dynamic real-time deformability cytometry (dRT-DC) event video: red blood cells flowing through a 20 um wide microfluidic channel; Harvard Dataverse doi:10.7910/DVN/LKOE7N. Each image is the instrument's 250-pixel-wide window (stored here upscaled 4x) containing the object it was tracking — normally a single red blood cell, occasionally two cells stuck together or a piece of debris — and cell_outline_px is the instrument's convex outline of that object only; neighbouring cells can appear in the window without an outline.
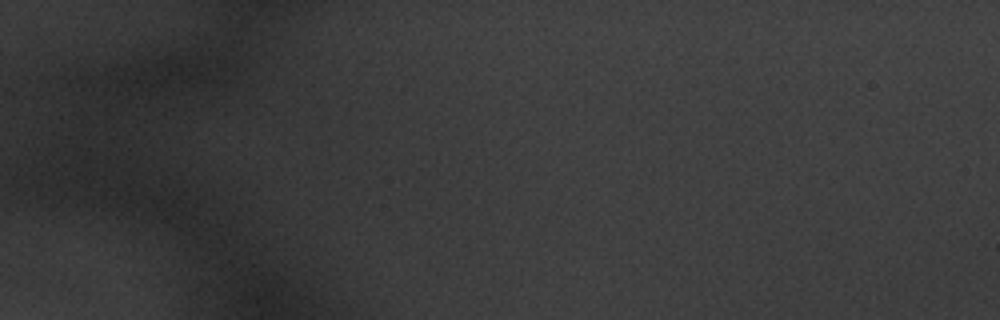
{"species": "common noctule bat (a hibernating species)", "species_latin": "Nyctalus noctula", "temperature_condition": "warm", "stored_images_in_passage": 23, "camera_frame_rate_fps": 3000, "um_per_image_px": 0.085, "animal": {"sex": "male", "body_mass_g": 20.1, "forearm_length_mm": 53.5}, "frame": {"image": 1, "passage_image": 1, "time_ms": 0.0, "image_size_px": [1000, 320], "cell_outline_px": [[192, 72], [188, 80], [112, 80], [96, 76], [88, 72], [84, 68], [104, 64], [164, 56], [184, 56], [192, 64]], "centroid_in_image_um": [12.39, 5.9], "position_along_channel_um": 72.6, "area_um2": 14.33}}
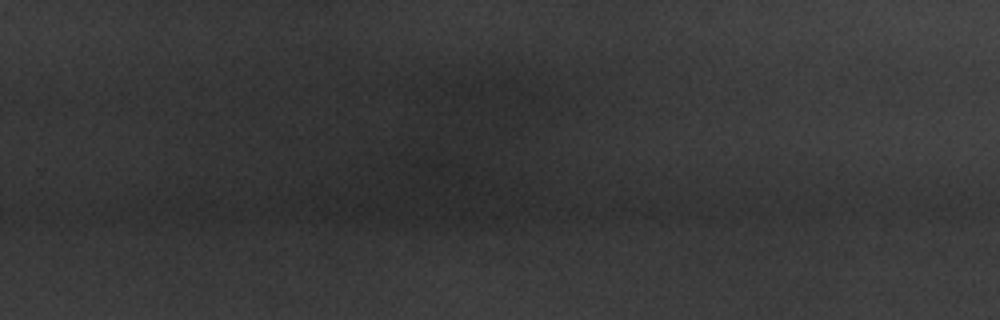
{"frame": {"image": 2, "passage_image": 18, "time_ms": 5.667, "image_size_px": [1000, 320], "cell_outline_px": [[544, 92], [528, 104], [512, 108], [504, 108], [432, 104], [424, 96], [432, 84], [460, 80], [520, 80]], "centroid_in_image_um": [41.05, 7.95], "position_along_channel_um": 288.7, "area_um2": 19.36}}
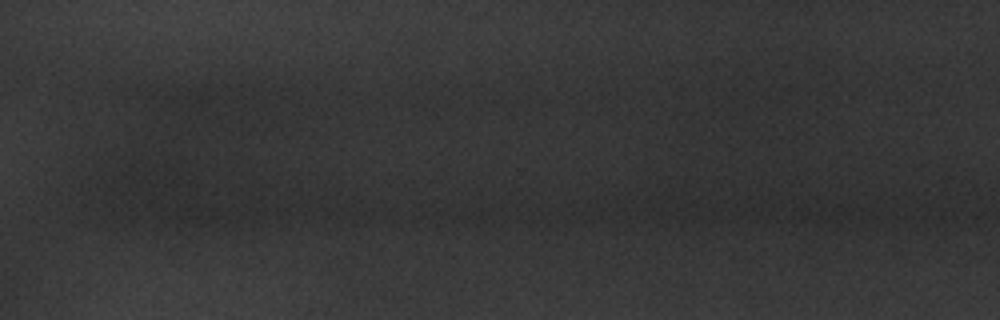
{"frame": {"image": 3, "passage_image": 23, "time_ms": 7.333, "image_size_px": [1000, 320], "cell_outline_px": [[268, 92], [264, 100], [192, 104], [172, 100], [180, 88], [236, 80], [248, 84]], "centroid_in_image_um": [18.71, 7.92], "position_along_channel_um": 351.9, "area_um2": 11.33}}